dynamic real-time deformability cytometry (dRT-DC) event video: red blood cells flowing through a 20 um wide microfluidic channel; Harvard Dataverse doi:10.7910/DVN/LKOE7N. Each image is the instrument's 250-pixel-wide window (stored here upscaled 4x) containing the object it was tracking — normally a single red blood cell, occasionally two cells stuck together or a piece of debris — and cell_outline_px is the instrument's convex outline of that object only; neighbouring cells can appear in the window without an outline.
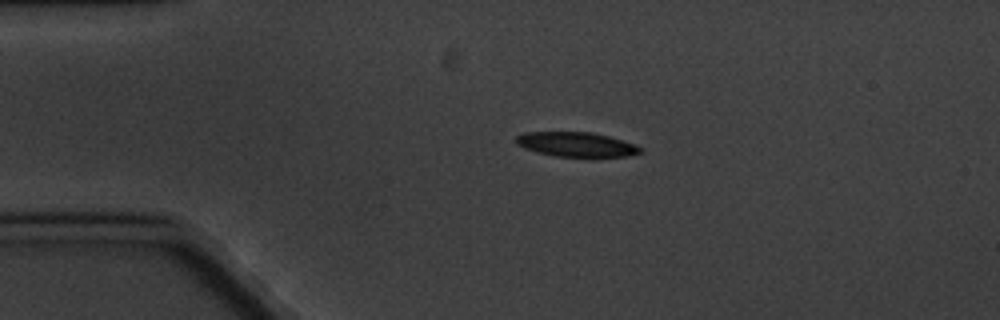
{"species": "common noctule bat (a hibernating species)", "species_latin": "Nyctalus noctula", "temperature_condition": "cold", "stored_images_in_passage": 3, "camera_frame_rate_fps": 3000, "um_per_image_px": 0.085, "animal": {"sex": "male", "body_mass_g": 20.1, "forearm_length_mm": 53.5}, "frame": {"image": 1, "passage_image": 2, "time_ms": 1.0, "image_size_px": [1000, 320], "cell_outline_px": [[644, 152], [624, 156], [556, 156], [524, 148], [516, 144], [516, 136], [524, 132], [592, 132], [624, 140], [636, 144], [644, 148]], "centroid_in_image_um": [49.03, 12.26], "position_along_channel_um": 36.0, "area_um2": 17.69}}